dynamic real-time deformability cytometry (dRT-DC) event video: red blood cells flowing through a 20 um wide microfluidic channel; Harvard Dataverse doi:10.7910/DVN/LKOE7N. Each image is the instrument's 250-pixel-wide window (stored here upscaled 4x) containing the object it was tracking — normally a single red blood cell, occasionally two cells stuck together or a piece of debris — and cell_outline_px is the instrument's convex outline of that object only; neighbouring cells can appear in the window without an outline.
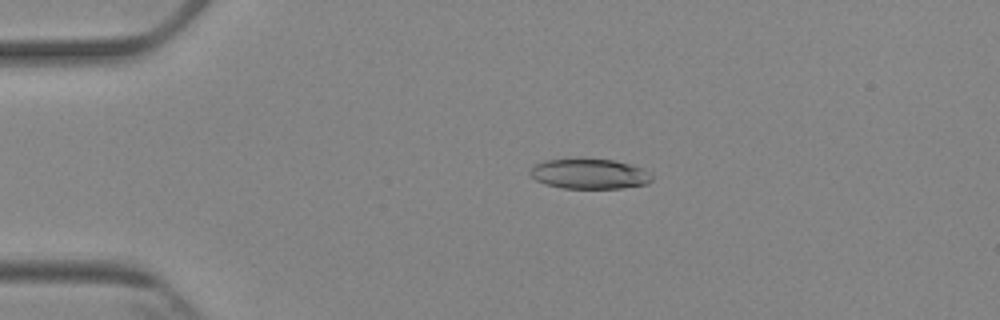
{"species": "Egyptian fruit bat (a non-hibernating species)", "species_latin": "Rousettus aegyptiacus", "temperature_condition": "cold", "stored_images_in_passage": 6, "camera_frame_rate_fps": 3000, "um_per_image_px": 0.085, "animal": {"sex": "female"}, "frame": {"image": 1, "passage_image": 4, "time_ms": 3.333, "image_size_px": [1000, 320], "cell_outline_px": [[652, 180], [648, 184], [624, 188], [564, 188], [544, 184], [536, 180], [528, 172], [536, 164], [544, 160], [580, 156], [612, 160], [632, 164], [640, 168], [652, 176]], "centroid_in_image_um": [50.07, 14.74], "position_along_channel_um": 34.9, "area_um2": 21.96}}